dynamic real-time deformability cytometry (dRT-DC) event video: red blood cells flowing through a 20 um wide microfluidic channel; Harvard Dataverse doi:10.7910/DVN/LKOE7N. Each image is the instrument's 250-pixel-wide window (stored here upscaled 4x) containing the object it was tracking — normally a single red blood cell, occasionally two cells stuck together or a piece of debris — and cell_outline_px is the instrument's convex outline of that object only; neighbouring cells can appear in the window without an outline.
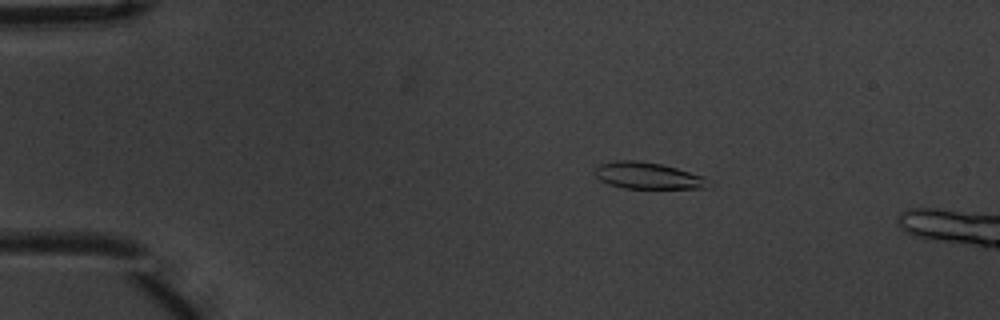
{"species": "common noctule bat (a hibernating species)", "species_latin": "Nyctalus noctula", "temperature_condition": "warm", "stored_images_in_passage": 5, "camera_frame_rate_fps": 3000, "um_per_image_px": 0.085, "animal": {"sex": "male", "body_mass_g": 20.1, "forearm_length_mm": 53.5}, "frame": {"image": 1, "passage_image": 3, "time_ms": 0.667, "image_size_px": [1000, 320], "cell_outline_px": [[712, 184], [708, 188], [624, 188], [600, 180], [592, 172], [600, 164], [616, 160], [636, 160], [660, 164], [676, 168], [704, 176], [712, 180]], "centroid_in_image_um": [55.12, 14.93], "position_along_channel_um": 29.9, "area_um2": 17.63}}